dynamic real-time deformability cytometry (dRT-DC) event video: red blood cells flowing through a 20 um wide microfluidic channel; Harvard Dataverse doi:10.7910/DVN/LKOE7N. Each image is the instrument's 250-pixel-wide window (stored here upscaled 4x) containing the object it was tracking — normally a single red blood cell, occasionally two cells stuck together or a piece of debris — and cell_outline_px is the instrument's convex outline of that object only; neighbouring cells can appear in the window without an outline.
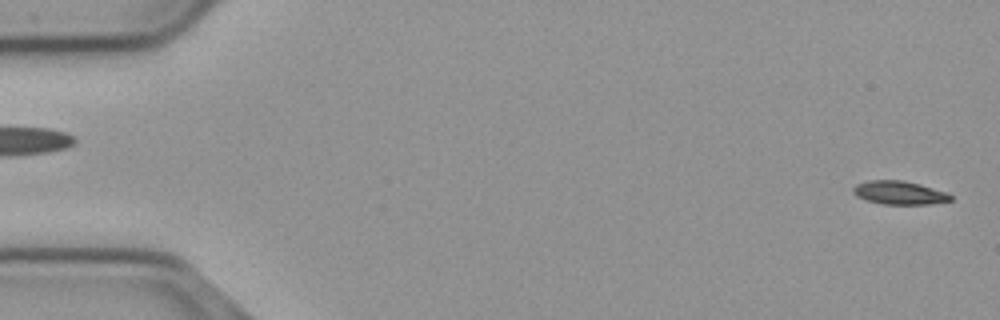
{"species": "common noctule bat (a hibernating species)", "species_latin": "Nyctalus noctula", "temperature_condition": "cold", "stored_images_in_passage": 55, "camera_frame_rate_fps": 3000, "um_per_image_px": 0.085, "animal": {"sex": "male", "body_mass_g": 23.1, "forearm_length_mm": 52.7}, "frame": {"image": 1, "passage_image": 1, "time_ms": 0.0, "image_size_px": [1000, 320], "cell_outline_px": [[952, 200], [928, 204], [884, 204], [868, 200], [856, 196], [852, 192], [852, 188], [856, 184], [868, 180], [900, 180], [920, 184], [948, 192], [952, 196]], "centroid_in_image_um": [76.44, 16.37], "position_along_channel_um": 8.6, "area_um2": 13.29}}
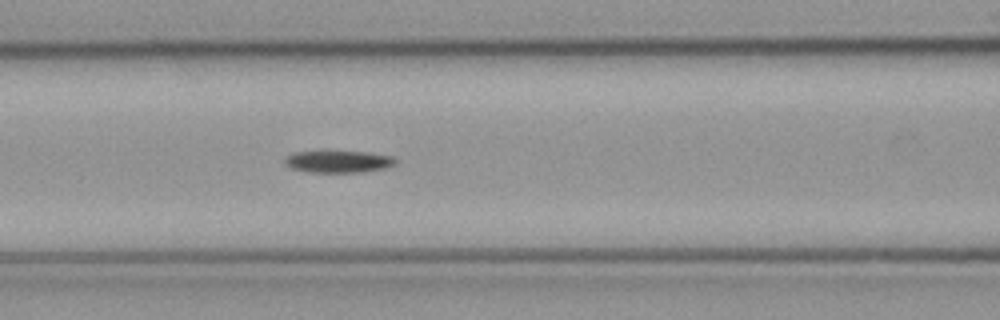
{"frame": {"image": 2, "passage_image": 23, "time_ms": 7.333, "image_size_px": [1000, 320], "cell_outline_px": [[396, 164], [384, 168], [360, 172], [308, 172], [292, 168], [284, 164], [284, 156], [292, 152], [368, 152], [392, 156], [396, 160]], "centroid_in_image_um": [28.72, 13.74], "position_along_channel_um": 137.9, "area_um2": 14.1}}
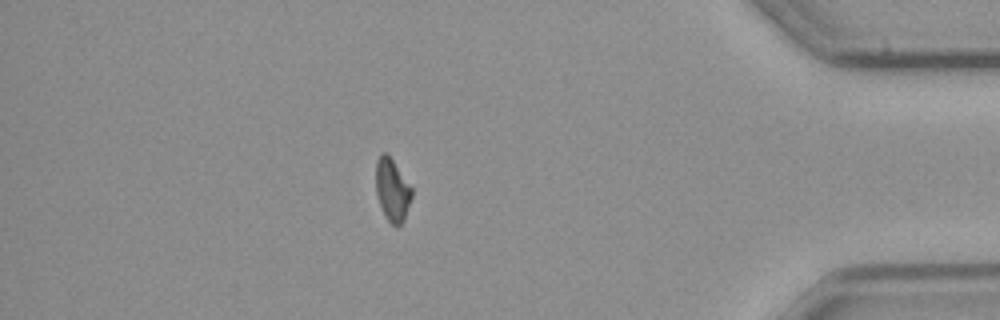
{"frame": {"image": 3, "passage_image": 48, "time_ms": 15.667, "image_size_px": [1000, 320], "cell_outline_px": [[412, 196], [404, 220], [396, 228], [384, 216], [376, 192], [376, 160], [380, 152], [384, 152], [392, 160], [412, 188]], "centroid_in_image_um": [33.33, 16.16], "position_along_channel_um": 401.9, "area_um2": 12.95}, "authors_computed_cell_mechanics": {"area_um2": 13.9298, "velocity_mm_per_s": 3.6977, "shape_relaxation_time_tau1_ms": 5.8262, "shape_relaxation_time_tau2_ms": null, "deformation_change_tau1": 0.1421, "deformation_change_tau2": null}}